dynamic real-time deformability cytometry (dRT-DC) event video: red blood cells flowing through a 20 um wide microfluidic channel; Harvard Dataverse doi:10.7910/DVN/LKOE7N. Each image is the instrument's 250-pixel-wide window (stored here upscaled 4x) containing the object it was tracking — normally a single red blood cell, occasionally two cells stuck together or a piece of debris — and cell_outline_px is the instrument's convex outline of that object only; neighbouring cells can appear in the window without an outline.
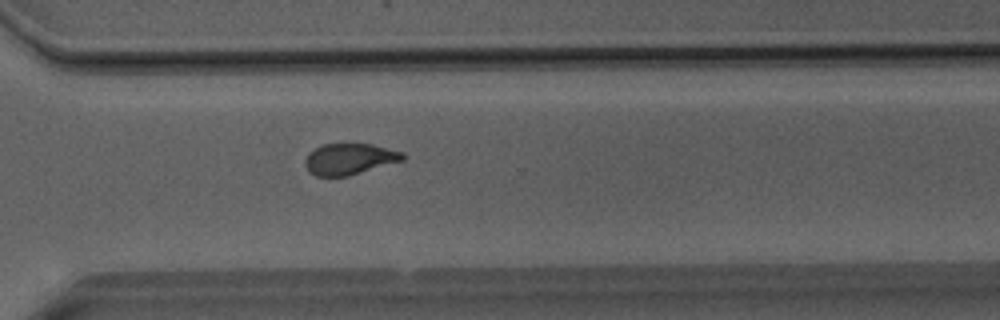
{"species": "Egyptian fruit bat (a non-hibernating species)", "species_latin": "Rousettus aegyptiacus", "temperature_condition": "room temperature", "stored_images_in_passage": 43, "camera_frame_rate_fps": 3000, "um_per_image_px": 0.085, "animal": {"sex": "male"}, "frame": {"image": 1, "passage_image": 29, "time_ms": 9.333, "image_size_px": [1000, 320], "cell_outline_px": [[404, 160], [348, 176], [316, 176], [304, 164], [304, 160], [308, 152], [324, 144], [372, 144], [404, 152]], "centroid_in_image_um": [29.71, 13.51], "position_along_channel_um": 340.9, "area_um2": 17.63}}
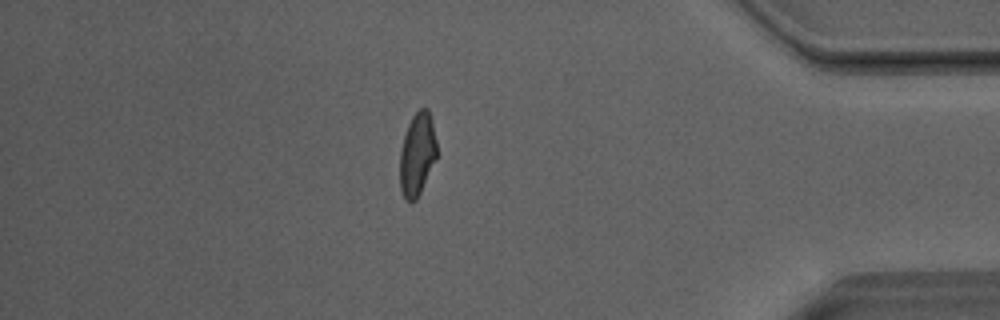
{"frame": {"image": 2, "passage_image": 36, "time_ms": 11.667, "image_size_px": [1000, 320], "cell_outline_px": [[436, 160], [416, 200], [404, 200], [400, 188], [400, 148], [408, 124], [412, 116], [420, 108], [428, 108], [432, 120], [436, 140]], "centroid_in_image_um": [35.46, 13.1], "position_along_channel_um": 399.7, "area_um2": 17.86}}
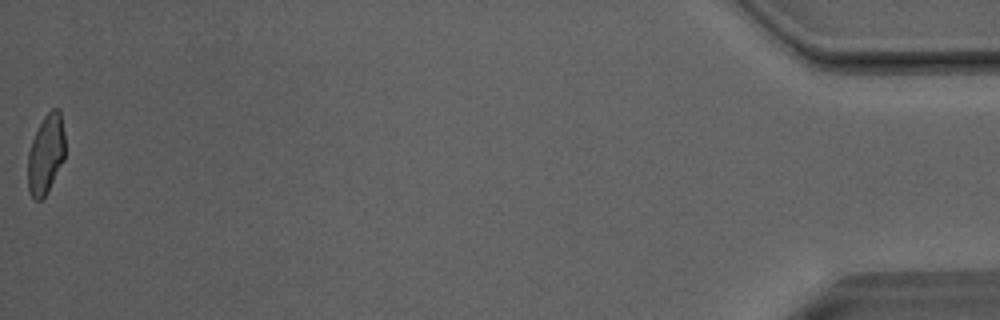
{"frame": {"image": 3, "passage_image": 43, "time_ms": 14.0, "image_size_px": [1000, 320], "cell_outline_px": [[64, 160], [48, 192], [40, 200], [32, 200], [28, 192], [28, 152], [32, 140], [44, 116], [52, 108], [60, 108], [64, 132]], "centroid_in_image_um": [3.9, 13.13], "position_along_channel_um": 431.3, "area_um2": 17.4}, "authors_computed_cell_mechanics": {"area_um2": 18.6116, "velocity_mm_per_s": 4.0512, "shape_relaxation_time_tau1_ms": 2.9706, "shape_relaxation_time_tau2_ms": 1.0739, "deformation_change_tau1": 0.1415, "deformation_change_tau2": 0.0765}}